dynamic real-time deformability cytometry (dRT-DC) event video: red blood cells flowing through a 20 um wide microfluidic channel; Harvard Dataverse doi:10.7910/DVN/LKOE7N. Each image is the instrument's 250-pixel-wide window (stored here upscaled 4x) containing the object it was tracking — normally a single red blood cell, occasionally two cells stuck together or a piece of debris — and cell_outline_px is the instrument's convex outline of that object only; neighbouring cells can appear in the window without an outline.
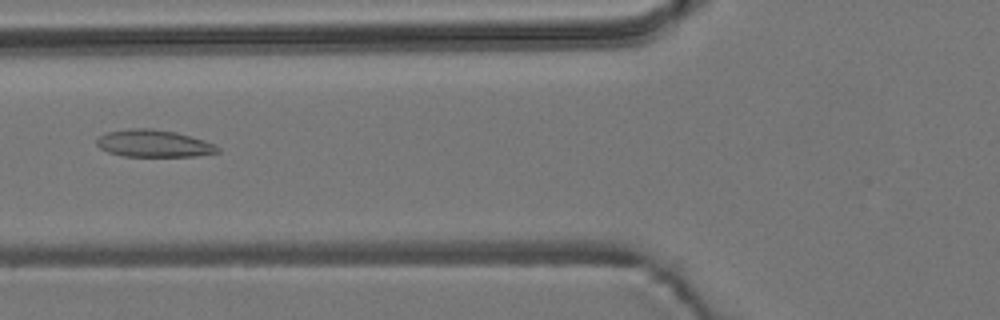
{"species": "common noctule bat (a hibernating species)", "species_latin": "Nyctalus noctula", "temperature_condition": "room temperature", "stored_images_in_passage": 28, "camera_frame_rate_fps": 3000, "um_per_image_px": 0.085, "animal": {"sex": "male", "body_mass_g": 19.2, "forearm_length_mm": 51.8}, "frame": {"image": 1, "passage_image": 16, "time_ms": 5.0, "image_size_px": [1000, 320], "cell_outline_px": [[220, 152], [196, 156], [124, 156], [108, 152], [100, 148], [96, 144], [96, 140], [100, 136], [108, 132], [128, 128], [152, 128], [176, 132], [204, 140], [220, 148]], "centroid_in_image_um": [13.06, 12.19], "position_along_channel_um": 112.7, "area_um2": 19.13}}
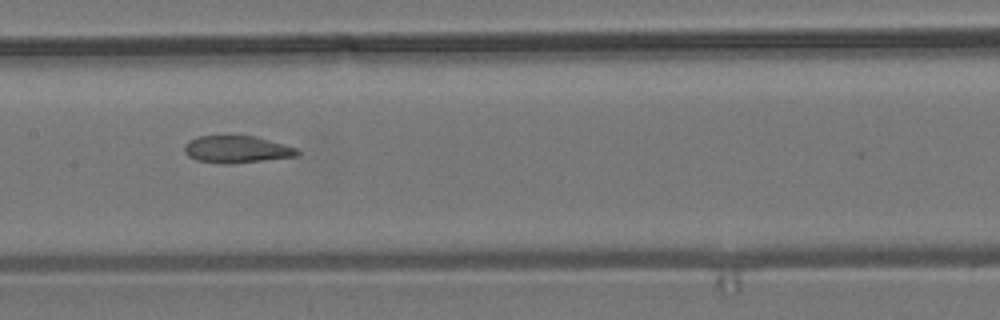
{"frame": {"image": 2, "passage_image": 22, "time_ms": 7.0, "image_size_px": [1000, 320], "cell_outline_px": [[300, 156], [232, 164], [220, 164], [196, 160], [188, 156], [184, 152], [184, 144], [188, 140], [196, 136], [256, 136], [284, 144], [296, 148], [300, 152]], "centroid_in_image_um": [20.11, 12.7], "position_along_channel_um": 187.3, "area_um2": 18.15}}
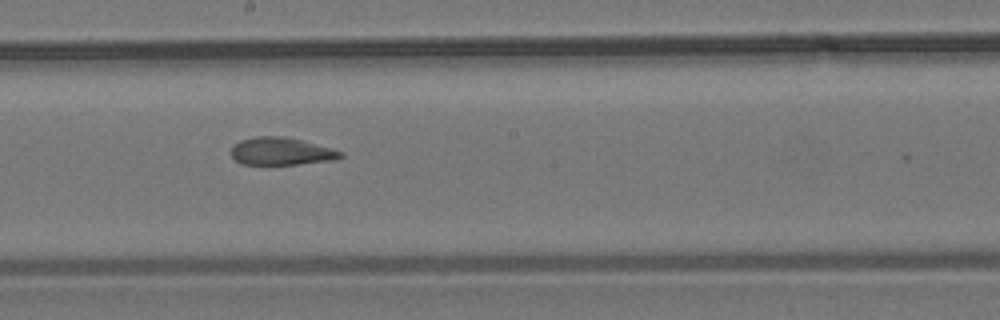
{"frame": {"image": 3, "passage_image": 25, "time_ms": 8.0, "image_size_px": [1000, 320], "cell_outline_px": [[344, 156], [336, 160], [296, 164], [240, 164], [232, 156], [232, 148], [240, 140], [256, 136], [284, 136], [332, 148], [344, 152]], "centroid_in_image_um": [23.94, 12.86], "position_along_channel_um": 224.3, "area_um2": 17.51}}